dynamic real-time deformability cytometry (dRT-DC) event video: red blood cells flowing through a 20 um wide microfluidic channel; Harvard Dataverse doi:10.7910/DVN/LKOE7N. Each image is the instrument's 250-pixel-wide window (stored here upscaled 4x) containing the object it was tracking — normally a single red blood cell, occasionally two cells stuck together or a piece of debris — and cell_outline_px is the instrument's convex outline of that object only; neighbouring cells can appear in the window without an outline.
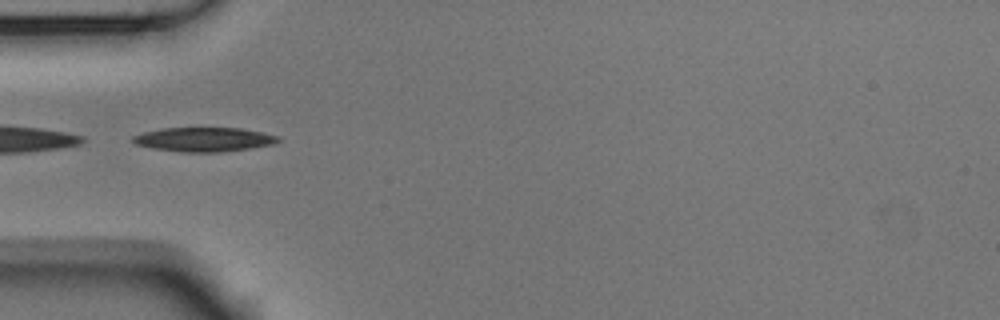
{"species": "Egyptian fruit bat (a non-hibernating species)", "species_latin": "Rousettus aegyptiacus", "temperature_condition": "room temperature", "stored_images_in_passage": 9, "camera_frame_rate_fps": 3000, "um_per_image_px": 0.085, "animal": {"sex": "male"}, "frame": {"image": 1, "passage_image": 1, "time_ms": 0.0, "image_size_px": [1000, 320], "cell_outline_px": [[280, 140], [272, 144], [248, 148], [220, 152], [180, 152], [152, 148], [136, 144], [132, 140], [132, 136], [144, 132], [164, 128], [240, 128], [260, 132], [276, 136]], "centroid_in_image_um": [17.28, 11.85], "position_along_channel_um": 67.7, "area_um2": 20.17}}
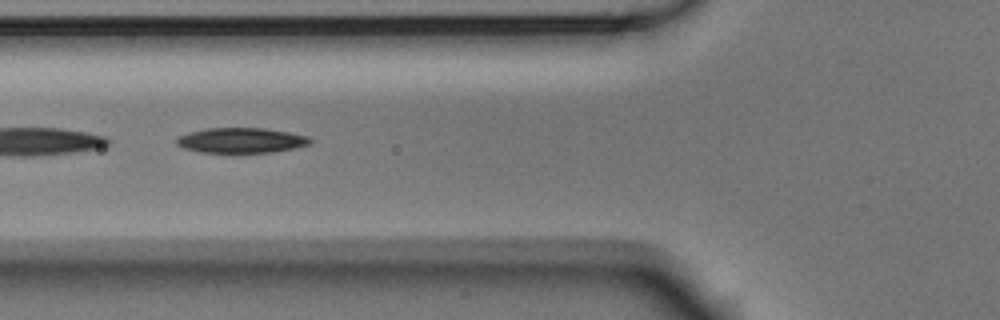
{"frame": {"image": 2, "passage_image": 4, "time_ms": 1.0, "image_size_px": [1000, 320], "cell_outline_px": [[312, 144], [272, 152], [200, 152], [184, 148], [176, 144], [176, 136], [188, 132], [204, 128], [264, 128], [288, 132], [308, 136], [312, 140]], "centroid_in_image_um": [20.47, 11.92], "position_along_channel_um": 105.3, "area_um2": 19.59}}